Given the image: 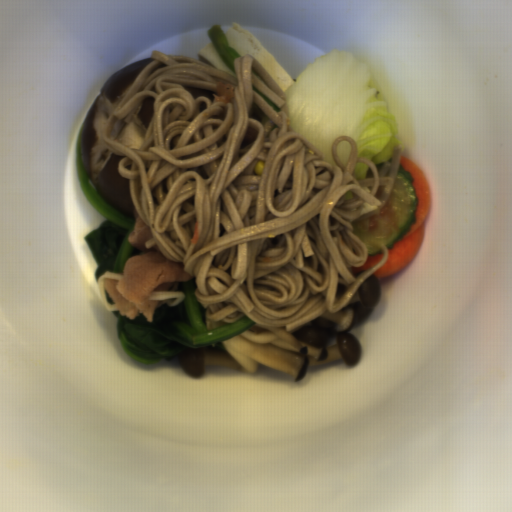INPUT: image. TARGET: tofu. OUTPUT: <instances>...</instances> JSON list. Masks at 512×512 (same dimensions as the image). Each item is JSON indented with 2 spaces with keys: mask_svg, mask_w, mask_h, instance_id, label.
Here are the masks:
<instances>
[{
  "mask_svg": "<svg viewBox=\"0 0 512 512\" xmlns=\"http://www.w3.org/2000/svg\"><path fill=\"white\" fill-rule=\"evenodd\" d=\"M223 34L227 37L228 45L240 57L244 55L255 57L284 93L295 82L267 48L241 25L232 23Z\"/></svg>",
  "mask_w": 512,
  "mask_h": 512,
  "instance_id": "5b9d583a",
  "label": "tofu"
},
{
  "mask_svg": "<svg viewBox=\"0 0 512 512\" xmlns=\"http://www.w3.org/2000/svg\"><path fill=\"white\" fill-rule=\"evenodd\" d=\"M118 143L128 149H140L145 141L144 131L135 122H129L117 137Z\"/></svg>",
  "mask_w": 512,
  "mask_h": 512,
  "instance_id": "ead7c124",
  "label": "tofu"
},
{
  "mask_svg": "<svg viewBox=\"0 0 512 512\" xmlns=\"http://www.w3.org/2000/svg\"><path fill=\"white\" fill-rule=\"evenodd\" d=\"M197 57L198 60L205 62L214 68L227 71L238 79L236 72L226 64L212 40L198 51Z\"/></svg>",
  "mask_w": 512,
  "mask_h": 512,
  "instance_id": "31d398ca",
  "label": "tofu"
}]
</instances>
